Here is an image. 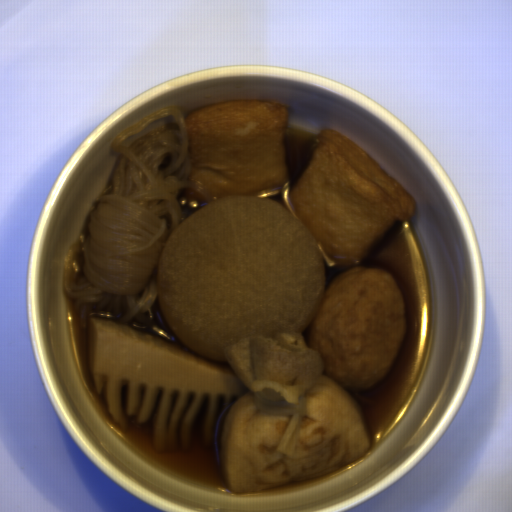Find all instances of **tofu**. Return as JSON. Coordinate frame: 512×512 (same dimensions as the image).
<instances>
[{
    "label": "tofu",
    "mask_w": 512,
    "mask_h": 512,
    "mask_svg": "<svg viewBox=\"0 0 512 512\" xmlns=\"http://www.w3.org/2000/svg\"><path fill=\"white\" fill-rule=\"evenodd\" d=\"M290 110L270 100L224 101L184 118L189 174L211 198L252 196L289 180Z\"/></svg>",
    "instance_id": "tofu-2"
},
{
    "label": "tofu",
    "mask_w": 512,
    "mask_h": 512,
    "mask_svg": "<svg viewBox=\"0 0 512 512\" xmlns=\"http://www.w3.org/2000/svg\"><path fill=\"white\" fill-rule=\"evenodd\" d=\"M289 204L335 269L362 264L415 201L373 158L332 128L292 185Z\"/></svg>",
    "instance_id": "tofu-1"
}]
</instances>
